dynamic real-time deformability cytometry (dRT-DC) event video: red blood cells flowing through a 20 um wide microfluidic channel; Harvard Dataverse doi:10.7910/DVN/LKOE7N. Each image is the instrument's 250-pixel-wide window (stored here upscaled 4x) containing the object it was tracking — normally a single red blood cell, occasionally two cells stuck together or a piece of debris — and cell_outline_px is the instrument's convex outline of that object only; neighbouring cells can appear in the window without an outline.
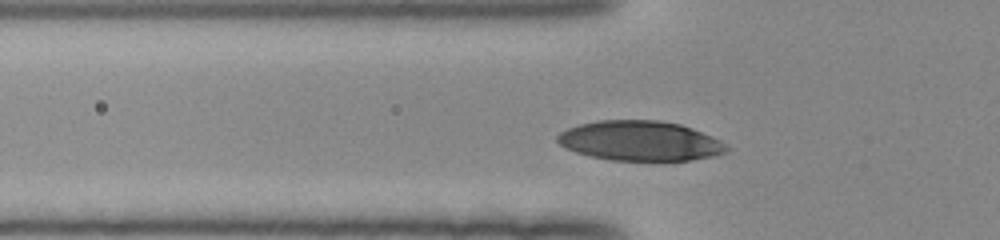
{"species": "human", "species_latin": "Homo sapiens", "temperature_condition": "room temperature", "stored_images_in_passage": 33, "camera_frame_rate_fps": 3000, "um_per_image_px": 0.085, "donor": {"sex": "female"}, "frame": {"image": 1, "passage_image": 8, "time_ms": 2.333, "image_size_px": [1000, 240], "cell_outline_px": [[732, 148], [724, 152], [712, 156], [688, 160], [612, 160], [592, 156], [576, 152], [560, 144], [556, 140], [556, 136], [560, 132], [568, 128], [580, 124], [596, 120], [660, 120], [680, 124], [692, 128], [712, 136], [720, 140]], "centroid_in_image_um": [54.42, 11.96], "position_along_channel_um": 71.4, "area_um2": 39.13}}
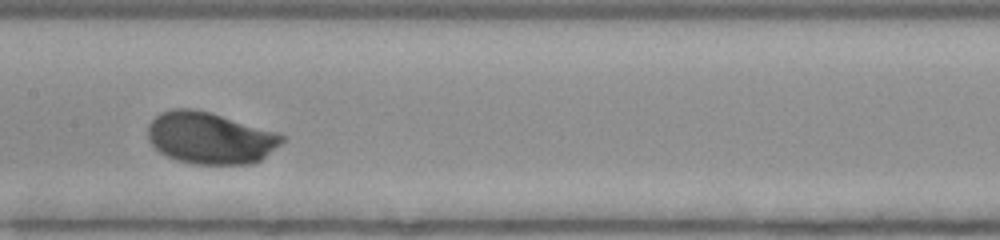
{"frame": {"image": 2, "passage_image": 17, "time_ms": 5.333, "image_size_px": [1000, 240], "cell_outline_px": [[284, 140], [280, 144], [260, 160], [252, 164], [192, 164], [176, 160], [160, 152], [148, 140], [148, 124], [160, 112], [172, 108], [192, 108], [212, 112], [276, 132], [284, 136]], "centroid_in_image_um": [17.83, 11.72], "position_along_channel_um": 189.6, "area_um2": 40.52}}
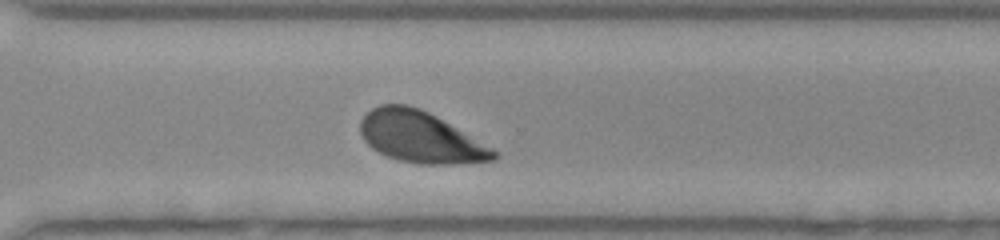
{"frame": {"image": 3, "passage_image": 28, "time_ms": 9.0, "image_size_px": [1000, 240], "cell_outline_px": [[500, 156], [496, 160], [456, 164], [420, 164], [396, 160], [372, 148], [364, 140], [360, 132], [360, 120], [372, 108], [380, 104], [404, 104], [420, 108], [436, 116], [500, 152]], "centroid_in_image_um": [35.76, 11.66], "position_along_channel_um": 334.8, "area_um2": 39.88}, "authors_computed_cell_mechanics": {"area_um2": 39.882, "velocity_mm_per_s": 3.9701, "shape_relaxation_time_tau1_ms": 2.2011, "shape_relaxation_time_tau2_ms": null, "deformation_change_tau1": 0.1407, "deformation_change_tau2": null}}